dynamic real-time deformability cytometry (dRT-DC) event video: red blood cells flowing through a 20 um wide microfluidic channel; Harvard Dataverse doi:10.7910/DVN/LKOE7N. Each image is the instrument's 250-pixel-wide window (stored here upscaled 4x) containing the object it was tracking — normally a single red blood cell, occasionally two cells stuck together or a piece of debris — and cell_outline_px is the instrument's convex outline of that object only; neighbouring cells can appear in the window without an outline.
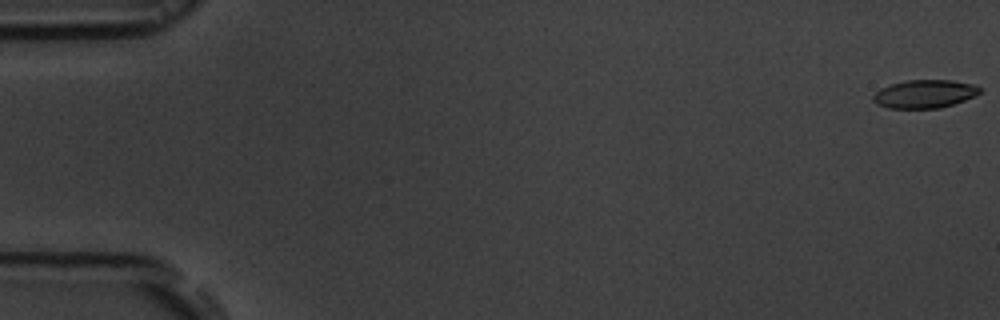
{"species": "common noctule bat (a hibernating species)", "species_latin": "Nyctalus noctula", "temperature_condition": "room temperature", "stored_images_in_passage": 56, "camera_frame_rate_fps": 3000, "um_per_image_px": 0.085, "animal": {"sex": "male", "body_mass_g": 19.5, "forearm_length_mm": 54.6}, "frame": {"image": 1, "passage_image": 1, "time_ms": 0.0, "image_size_px": [1000, 320], "cell_outline_px": [[984, 88], [976, 96], [940, 108], [888, 108], [876, 104], [872, 100], [872, 96], [880, 88], [892, 84], [908, 80], [952, 80], [972, 84]], "centroid_in_image_um": [78.6, 7.98], "position_along_channel_um": 6.4, "area_um2": 17.57}}
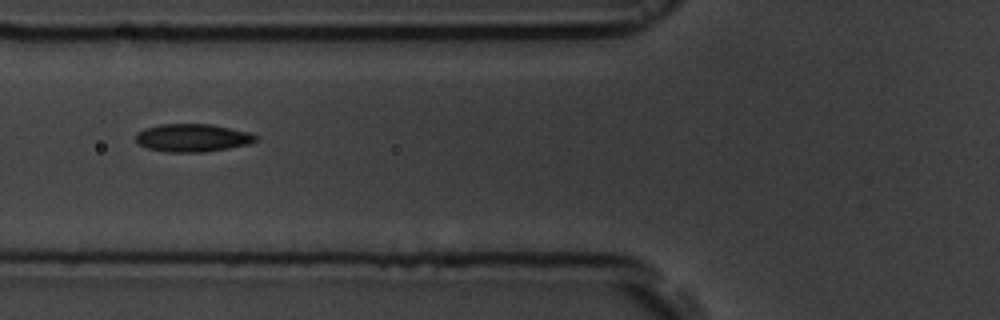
{"frame": {"image": 2, "passage_image": 22, "time_ms": 7.0, "image_size_px": [1000, 320], "cell_outline_px": [[256, 140], [248, 144], [228, 148], [204, 152], [168, 152], [148, 148], [140, 144], [136, 140], [136, 132], [144, 128], [160, 124], [212, 124], [248, 132], [256, 136]], "centroid_in_image_um": [16.33, 11.71], "position_along_channel_um": 109.5, "area_um2": 19.36}}
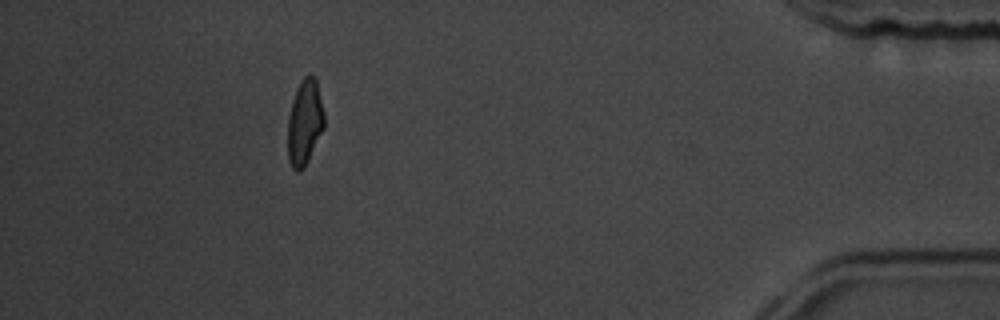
{"frame": {"image": 3, "passage_image": 51, "time_ms": 16.667, "image_size_px": [1000, 320], "cell_outline_px": [[324, 128], [308, 160], [296, 172], [292, 168], [288, 160], [288, 116], [292, 100], [296, 88], [300, 80], [308, 72], [316, 80], [324, 112]], "centroid_in_image_um": [25.89, 10.35], "position_along_channel_um": 409.3, "area_um2": 18.09}, "authors_computed_cell_mechanics": {"area_um2": 18.5827, "velocity_mm_per_s": 3.671, "shape_relaxation_time_tau1_ms": 4.2492, "shape_relaxation_time_tau2_ms": 2.1932, "deformation_change_tau1": 0.1282, "deformation_change_tau2": 0.0766}}